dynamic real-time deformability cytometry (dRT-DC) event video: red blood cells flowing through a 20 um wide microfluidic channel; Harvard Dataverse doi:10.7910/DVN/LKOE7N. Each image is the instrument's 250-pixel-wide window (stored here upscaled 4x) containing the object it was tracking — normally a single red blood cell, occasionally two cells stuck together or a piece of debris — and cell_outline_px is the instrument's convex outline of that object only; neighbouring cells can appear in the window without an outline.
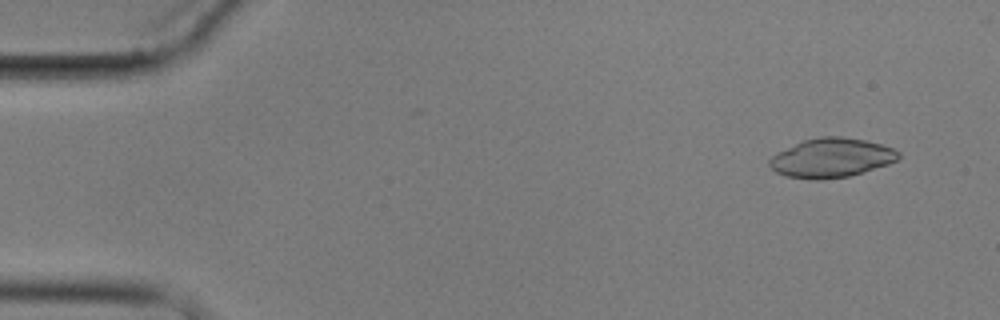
{"species": "common noctule bat (a hibernating species)", "species_latin": "Nyctalus noctula", "temperature_condition": "cold", "stored_images_in_passage": 6, "camera_frame_rate_fps": 3000, "um_per_image_px": 0.085, "animal": {"sex": "male", "body_mass_g": 17.9}, "frame": {"image": 1, "passage_image": 1, "time_ms": 0.0, "image_size_px": [1000, 320], "cell_outline_px": [[900, 156], [896, 160], [888, 164], [848, 176], [820, 180], [812, 180], [784, 176], [776, 172], [768, 164], [768, 160], [772, 156], [804, 140], [820, 136], [840, 136], [864, 140], [880, 144], [892, 148], [900, 152]], "centroid_in_image_um": [70.65, 13.43], "position_along_channel_um": 14.3, "area_um2": 29.19}}